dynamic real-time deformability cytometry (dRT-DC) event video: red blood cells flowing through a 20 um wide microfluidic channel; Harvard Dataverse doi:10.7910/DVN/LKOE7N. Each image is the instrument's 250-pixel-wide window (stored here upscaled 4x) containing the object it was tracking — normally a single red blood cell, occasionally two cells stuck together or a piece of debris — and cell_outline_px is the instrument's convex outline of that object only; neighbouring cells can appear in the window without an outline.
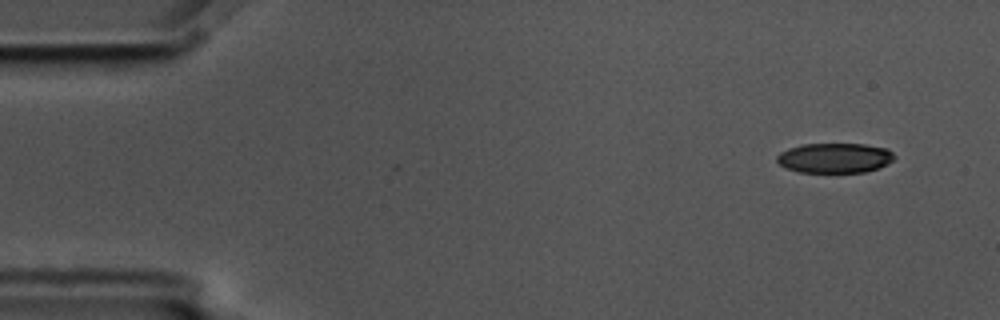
{"species": "common noctule bat (a hibernating species)", "species_latin": "Nyctalus noctula", "temperature_condition": "cold", "stored_images_in_passage": 2, "camera_frame_rate_fps": 3000, "um_per_image_px": 0.085, "animal": {"sex": "male", "body_mass_g": 17.5, "forearm_length_mm": 52.3}, "frame": {"image": 1, "passage_image": 2, "time_ms": 0.333, "image_size_px": [1000, 320], "cell_outline_px": [[896, 156], [888, 164], [880, 168], [864, 172], [800, 172], [784, 168], [776, 160], [776, 156], [780, 152], [788, 148], [800, 144], [864, 144], [888, 148]], "centroid_in_image_um": [70.95, 13.42], "position_along_channel_um": 14.0, "area_um2": 20.69}}